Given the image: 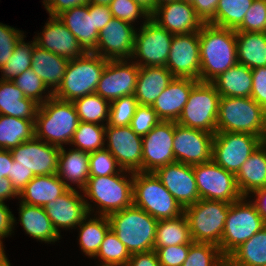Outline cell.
<instances>
[{
  "mask_svg": "<svg viewBox=\"0 0 266 266\" xmlns=\"http://www.w3.org/2000/svg\"><path fill=\"white\" fill-rule=\"evenodd\" d=\"M200 44V81L212 82L238 64L234 29L204 23L198 31Z\"/></svg>",
  "mask_w": 266,
  "mask_h": 266,
  "instance_id": "6da1fadb",
  "label": "cell"
},
{
  "mask_svg": "<svg viewBox=\"0 0 266 266\" xmlns=\"http://www.w3.org/2000/svg\"><path fill=\"white\" fill-rule=\"evenodd\" d=\"M79 122L73 102L52 96L38 107L35 137L58 147L69 145Z\"/></svg>",
  "mask_w": 266,
  "mask_h": 266,
  "instance_id": "7a4b0ae2",
  "label": "cell"
},
{
  "mask_svg": "<svg viewBox=\"0 0 266 266\" xmlns=\"http://www.w3.org/2000/svg\"><path fill=\"white\" fill-rule=\"evenodd\" d=\"M110 229L130 254L154 250L158 220L132 205L108 216Z\"/></svg>",
  "mask_w": 266,
  "mask_h": 266,
  "instance_id": "3957f363",
  "label": "cell"
},
{
  "mask_svg": "<svg viewBox=\"0 0 266 266\" xmlns=\"http://www.w3.org/2000/svg\"><path fill=\"white\" fill-rule=\"evenodd\" d=\"M133 176L134 172L122 169L118 174L89 177L80 191L94 201L97 215L109 216L133 205Z\"/></svg>",
  "mask_w": 266,
  "mask_h": 266,
  "instance_id": "277c9868",
  "label": "cell"
},
{
  "mask_svg": "<svg viewBox=\"0 0 266 266\" xmlns=\"http://www.w3.org/2000/svg\"><path fill=\"white\" fill-rule=\"evenodd\" d=\"M266 110L251 97H220L216 131L249 133L263 139Z\"/></svg>",
  "mask_w": 266,
  "mask_h": 266,
  "instance_id": "5b68a950",
  "label": "cell"
},
{
  "mask_svg": "<svg viewBox=\"0 0 266 266\" xmlns=\"http://www.w3.org/2000/svg\"><path fill=\"white\" fill-rule=\"evenodd\" d=\"M107 62V59L92 52H86L79 58L69 60L63 80L53 96L73 102L95 93Z\"/></svg>",
  "mask_w": 266,
  "mask_h": 266,
  "instance_id": "8992f818",
  "label": "cell"
},
{
  "mask_svg": "<svg viewBox=\"0 0 266 266\" xmlns=\"http://www.w3.org/2000/svg\"><path fill=\"white\" fill-rule=\"evenodd\" d=\"M133 205L156 220L172 219L184 213L154 172H134Z\"/></svg>",
  "mask_w": 266,
  "mask_h": 266,
  "instance_id": "52a82bcc",
  "label": "cell"
},
{
  "mask_svg": "<svg viewBox=\"0 0 266 266\" xmlns=\"http://www.w3.org/2000/svg\"><path fill=\"white\" fill-rule=\"evenodd\" d=\"M246 196L230 203L225 222L220 252L227 258L236 248L265 227L263 218L252 200Z\"/></svg>",
  "mask_w": 266,
  "mask_h": 266,
  "instance_id": "ba28073f",
  "label": "cell"
},
{
  "mask_svg": "<svg viewBox=\"0 0 266 266\" xmlns=\"http://www.w3.org/2000/svg\"><path fill=\"white\" fill-rule=\"evenodd\" d=\"M230 203L200 199L184 208L193 242L220 246Z\"/></svg>",
  "mask_w": 266,
  "mask_h": 266,
  "instance_id": "9c48e42d",
  "label": "cell"
},
{
  "mask_svg": "<svg viewBox=\"0 0 266 266\" xmlns=\"http://www.w3.org/2000/svg\"><path fill=\"white\" fill-rule=\"evenodd\" d=\"M220 97L212 82L198 81L176 123L215 134Z\"/></svg>",
  "mask_w": 266,
  "mask_h": 266,
  "instance_id": "30bf717a",
  "label": "cell"
},
{
  "mask_svg": "<svg viewBox=\"0 0 266 266\" xmlns=\"http://www.w3.org/2000/svg\"><path fill=\"white\" fill-rule=\"evenodd\" d=\"M262 139L249 133L216 131L212 144V160L226 171L236 174Z\"/></svg>",
  "mask_w": 266,
  "mask_h": 266,
  "instance_id": "8fae6325",
  "label": "cell"
},
{
  "mask_svg": "<svg viewBox=\"0 0 266 266\" xmlns=\"http://www.w3.org/2000/svg\"><path fill=\"white\" fill-rule=\"evenodd\" d=\"M143 25L135 33L134 50L131 60L139 67L166 66L173 34L160 27L151 18L143 20ZM140 59V60H139Z\"/></svg>",
  "mask_w": 266,
  "mask_h": 266,
  "instance_id": "7c38bea8",
  "label": "cell"
},
{
  "mask_svg": "<svg viewBox=\"0 0 266 266\" xmlns=\"http://www.w3.org/2000/svg\"><path fill=\"white\" fill-rule=\"evenodd\" d=\"M192 167L200 199L233 203L242 197L235 174L213 160Z\"/></svg>",
  "mask_w": 266,
  "mask_h": 266,
  "instance_id": "4fadbf2b",
  "label": "cell"
},
{
  "mask_svg": "<svg viewBox=\"0 0 266 266\" xmlns=\"http://www.w3.org/2000/svg\"><path fill=\"white\" fill-rule=\"evenodd\" d=\"M130 61V62H128ZM139 74V66L130 60H108L95 93L109 102L133 95Z\"/></svg>",
  "mask_w": 266,
  "mask_h": 266,
  "instance_id": "5bb4252c",
  "label": "cell"
},
{
  "mask_svg": "<svg viewBox=\"0 0 266 266\" xmlns=\"http://www.w3.org/2000/svg\"><path fill=\"white\" fill-rule=\"evenodd\" d=\"M174 121H160L142 137V172H155L158 168L176 162L173 152Z\"/></svg>",
  "mask_w": 266,
  "mask_h": 266,
  "instance_id": "9a60e30c",
  "label": "cell"
},
{
  "mask_svg": "<svg viewBox=\"0 0 266 266\" xmlns=\"http://www.w3.org/2000/svg\"><path fill=\"white\" fill-rule=\"evenodd\" d=\"M105 141L107 149L123 170L142 172V137L130 126L113 127L106 124Z\"/></svg>",
  "mask_w": 266,
  "mask_h": 266,
  "instance_id": "2e32d148",
  "label": "cell"
},
{
  "mask_svg": "<svg viewBox=\"0 0 266 266\" xmlns=\"http://www.w3.org/2000/svg\"><path fill=\"white\" fill-rule=\"evenodd\" d=\"M213 138L212 133L192 129L175 122L173 139L175 161L187 165L211 161Z\"/></svg>",
  "mask_w": 266,
  "mask_h": 266,
  "instance_id": "e0dca14e",
  "label": "cell"
},
{
  "mask_svg": "<svg viewBox=\"0 0 266 266\" xmlns=\"http://www.w3.org/2000/svg\"><path fill=\"white\" fill-rule=\"evenodd\" d=\"M118 18H112L99 31L94 54L107 60H130L134 50L136 28Z\"/></svg>",
  "mask_w": 266,
  "mask_h": 266,
  "instance_id": "ac0fdd59",
  "label": "cell"
},
{
  "mask_svg": "<svg viewBox=\"0 0 266 266\" xmlns=\"http://www.w3.org/2000/svg\"><path fill=\"white\" fill-rule=\"evenodd\" d=\"M174 77L200 81V44L198 31L173 35L165 66Z\"/></svg>",
  "mask_w": 266,
  "mask_h": 266,
  "instance_id": "d6986e66",
  "label": "cell"
},
{
  "mask_svg": "<svg viewBox=\"0 0 266 266\" xmlns=\"http://www.w3.org/2000/svg\"><path fill=\"white\" fill-rule=\"evenodd\" d=\"M19 166L31 170L35 176L57 174L60 147L36 137L10 150Z\"/></svg>",
  "mask_w": 266,
  "mask_h": 266,
  "instance_id": "ffe728a7",
  "label": "cell"
},
{
  "mask_svg": "<svg viewBox=\"0 0 266 266\" xmlns=\"http://www.w3.org/2000/svg\"><path fill=\"white\" fill-rule=\"evenodd\" d=\"M52 224L60 234L59 228L73 229L90 213H94V206L84 195L79 194L76 188H69L64 194L57 197L55 201L47 203L43 207Z\"/></svg>",
  "mask_w": 266,
  "mask_h": 266,
  "instance_id": "44dd1931",
  "label": "cell"
},
{
  "mask_svg": "<svg viewBox=\"0 0 266 266\" xmlns=\"http://www.w3.org/2000/svg\"><path fill=\"white\" fill-rule=\"evenodd\" d=\"M154 173L183 209L200 200L192 165L174 162Z\"/></svg>",
  "mask_w": 266,
  "mask_h": 266,
  "instance_id": "7402d4cb",
  "label": "cell"
},
{
  "mask_svg": "<svg viewBox=\"0 0 266 266\" xmlns=\"http://www.w3.org/2000/svg\"><path fill=\"white\" fill-rule=\"evenodd\" d=\"M151 19L173 35L199 31L204 24L191 3L179 0L158 6Z\"/></svg>",
  "mask_w": 266,
  "mask_h": 266,
  "instance_id": "603a6c76",
  "label": "cell"
},
{
  "mask_svg": "<svg viewBox=\"0 0 266 266\" xmlns=\"http://www.w3.org/2000/svg\"><path fill=\"white\" fill-rule=\"evenodd\" d=\"M48 19L42 33H38L34 38L36 45L68 60L79 58L86 53L58 17L50 16Z\"/></svg>",
  "mask_w": 266,
  "mask_h": 266,
  "instance_id": "cb8c5ba5",
  "label": "cell"
},
{
  "mask_svg": "<svg viewBox=\"0 0 266 266\" xmlns=\"http://www.w3.org/2000/svg\"><path fill=\"white\" fill-rule=\"evenodd\" d=\"M197 82L192 78L174 77L152 105L158 118L161 121L177 122Z\"/></svg>",
  "mask_w": 266,
  "mask_h": 266,
  "instance_id": "d4e9b609",
  "label": "cell"
},
{
  "mask_svg": "<svg viewBox=\"0 0 266 266\" xmlns=\"http://www.w3.org/2000/svg\"><path fill=\"white\" fill-rule=\"evenodd\" d=\"M71 31L85 52H93L99 37L95 28L94 13H89V4L73 7L57 16Z\"/></svg>",
  "mask_w": 266,
  "mask_h": 266,
  "instance_id": "484cf974",
  "label": "cell"
},
{
  "mask_svg": "<svg viewBox=\"0 0 266 266\" xmlns=\"http://www.w3.org/2000/svg\"><path fill=\"white\" fill-rule=\"evenodd\" d=\"M174 76L165 66L139 67L135 97L139 105L152 106Z\"/></svg>",
  "mask_w": 266,
  "mask_h": 266,
  "instance_id": "4316f807",
  "label": "cell"
},
{
  "mask_svg": "<svg viewBox=\"0 0 266 266\" xmlns=\"http://www.w3.org/2000/svg\"><path fill=\"white\" fill-rule=\"evenodd\" d=\"M236 184L242 196L266 187V144H261L235 174ZM251 195V196H249Z\"/></svg>",
  "mask_w": 266,
  "mask_h": 266,
  "instance_id": "83f0119b",
  "label": "cell"
},
{
  "mask_svg": "<svg viewBox=\"0 0 266 266\" xmlns=\"http://www.w3.org/2000/svg\"><path fill=\"white\" fill-rule=\"evenodd\" d=\"M68 189L57 174L35 176L20 192L19 200L27 205L44 207Z\"/></svg>",
  "mask_w": 266,
  "mask_h": 266,
  "instance_id": "f1b7e54d",
  "label": "cell"
},
{
  "mask_svg": "<svg viewBox=\"0 0 266 266\" xmlns=\"http://www.w3.org/2000/svg\"><path fill=\"white\" fill-rule=\"evenodd\" d=\"M69 60L34 44L31 69L54 93L60 86ZM51 88V89H50Z\"/></svg>",
  "mask_w": 266,
  "mask_h": 266,
  "instance_id": "f546056e",
  "label": "cell"
},
{
  "mask_svg": "<svg viewBox=\"0 0 266 266\" xmlns=\"http://www.w3.org/2000/svg\"><path fill=\"white\" fill-rule=\"evenodd\" d=\"M89 168V153L74 148L66 152L60 147L57 175L69 188H73L71 182L82 190L90 177Z\"/></svg>",
  "mask_w": 266,
  "mask_h": 266,
  "instance_id": "4dcf8cb0",
  "label": "cell"
},
{
  "mask_svg": "<svg viewBox=\"0 0 266 266\" xmlns=\"http://www.w3.org/2000/svg\"><path fill=\"white\" fill-rule=\"evenodd\" d=\"M19 220L26 234L39 242L55 243L61 235L55 230L52 221L41 206L20 202Z\"/></svg>",
  "mask_w": 266,
  "mask_h": 266,
  "instance_id": "1f68e13d",
  "label": "cell"
},
{
  "mask_svg": "<svg viewBox=\"0 0 266 266\" xmlns=\"http://www.w3.org/2000/svg\"><path fill=\"white\" fill-rule=\"evenodd\" d=\"M38 107L13 81L0 79V115L35 120Z\"/></svg>",
  "mask_w": 266,
  "mask_h": 266,
  "instance_id": "d6a6232c",
  "label": "cell"
},
{
  "mask_svg": "<svg viewBox=\"0 0 266 266\" xmlns=\"http://www.w3.org/2000/svg\"><path fill=\"white\" fill-rule=\"evenodd\" d=\"M236 33L238 64L249 69L266 66V32Z\"/></svg>",
  "mask_w": 266,
  "mask_h": 266,
  "instance_id": "836d02e7",
  "label": "cell"
},
{
  "mask_svg": "<svg viewBox=\"0 0 266 266\" xmlns=\"http://www.w3.org/2000/svg\"><path fill=\"white\" fill-rule=\"evenodd\" d=\"M221 97H251L252 73L245 65L236 64L212 81Z\"/></svg>",
  "mask_w": 266,
  "mask_h": 266,
  "instance_id": "e575fe53",
  "label": "cell"
},
{
  "mask_svg": "<svg viewBox=\"0 0 266 266\" xmlns=\"http://www.w3.org/2000/svg\"><path fill=\"white\" fill-rule=\"evenodd\" d=\"M226 261L231 266H266V226L236 248Z\"/></svg>",
  "mask_w": 266,
  "mask_h": 266,
  "instance_id": "d590c367",
  "label": "cell"
},
{
  "mask_svg": "<svg viewBox=\"0 0 266 266\" xmlns=\"http://www.w3.org/2000/svg\"><path fill=\"white\" fill-rule=\"evenodd\" d=\"M88 214L78 225L80 250L88 257H95L104 236L110 229L108 216L94 214V218H90Z\"/></svg>",
  "mask_w": 266,
  "mask_h": 266,
  "instance_id": "8d00e7d4",
  "label": "cell"
},
{
  "mask_svg": "<svg viewBox=\"0 0 266 266\" xmlns=\"http://www.w3.org/2000/svg\"><path fill=\"white\" fill-rule=\"evenodd\" d=\"M35 137V120L0 115V148L11 150Z\"/></svg>",
  "mask_w": 266,
  "mask_h": 266,
  "instance_id": "74e56055",
  "label": "cell"
},
{
  "mask_svg": "<svg viewBox=\"0 0 266 266\" xmlns=\"http://www.w3.org/2000/svg\"><path fill=\"white\" fill-rule=\"evenodd\" d=\"M192 243L189 224L184 213L172 219L158 220L154 250L160 247Z\"/></svg>",
  "mask_w": 266,
  "mask_h": 266,
  "instance_id": "f35d334b",
  "label": "cell"
},
{
  "mask_svg": "<svg viewBox=\"0 0 266 266\" xmlns=\"http://www.w3.org/2000/svg\"><path fill=\"white\" fill-rule=\"evenodd\" d=\"M81 122L105 125L109 119L110 102L96 93L73 101ZM106 121V123H104ZM102 122V123H101Z\"/></svg>",
  "mask_w": 266,
  "mask_h": 266,
  "instance_id": "ab89813d",
  "label": "cell"
},
{
  "mask_svg": "<svg viewBox=\"0 0 266 266\" xmlns=\"http://www.w3.org/2000/svg\"><path fill=\"white\" fill-rule=\"evenodd\" d=\"M253 1L254 0H219L215 19L210 24L235 30L242 23Z\"/></svg>",
  "mask_w": 266,
  "mask_h": 266,
  "instance_id": "60d3db41",
  "label": "cell"
},
{
  "mask_svg": "<svg viewBox=\"0 0 266 266\" xmlns=\"http://www.w3.org/2000/svg\"><path fill=\"white\" fill-rule=\"evenodd\" d=\"M105 128L106 125L80 121L70 144L74 145L76 147L75 149L89 154L102 150L106 145Z\"/></svg>",
  "mask_w": 266,
  "mask_h": 266,
  "instance_id": "b9f144b4",
  "label": "cell"
},
{
  "mask_svg": "<svg viewBox=\"0 0 266 266\" xmlns=\"http://www.w3.org/2000/svg\"><path fill=\"white\" fill-rule=\"evenodd\" d=\"M130 257L126 246L109 229L94 259H100V266H126Z\"/></svg>",
  "mask_w": 266,
  "mask_h": 266,
  "instance_id": "7bdbcfd3",
  "label": "cell"
},
{
  "mask_svg": "<svg viewBox=\"0 0 266 266\" xmlns=\"http://www.w3.org/2000/svg\"><path fill=\"white\" fill-rule=\"evenodd\" d=\"M34 44L35 40L32 43H25L24 37L17 43L10 59L0 69L1 80L13 81L25 70L31 68Z\"/></svg>",
  "mask_w": 266,
  "mask_h": 266,
  "instance_id": "ee69618b",
  "label": "cell"
},
{
  "mask_svg": "<svg viewBox=\"0 0 266 266\" xmlns=\"http://www.w3.org/2000/svg\"><path fill=\"white\" fill-rule=\"evenodd\" d=\"M226 258L219 246L212 243L193 242L182 266H222Z\"/></svg>",
  "mask_w": 266,
  "mask_h": 266,
  "instance_id": "f6af8a7d",
  "label": "cell"
},
{
  "mask_svg": "<svg viewBox=\"0 0 266 266\" xmlns=\"http://www.w3.org/2000/svg\"><path fill=\"white\" fill-rule=\"evenodd\" d=\"M13 82L23 92L24 96L33 99L39 105L53 96L45 83L30 68L16 77ZM48 91L47 93L45 91ZM46 94V95H43ZM43 95V96H42Z\"/></svg>",
  "mask_w": 266,
  "mask_h": 266,
  "instance_id": "bcb514c9",
  "label": "cell"
},
{
  "mask_svg": "<svg viewBox=\"0 0 266 266\" xmlns=\"http://www.w3.org/2000/svg\"><path fill=\"white\" fill-rule=\"evenodd\" d=\"M138 105L134 94L111 101L107 124L113 127L130 126Z\"/></svg>",
  "mask_w": 266,
  "mask_h": 266,
  "instance_id": "7dc6e473",
  "label": "cell"
},
{
  "mask_svg": "<svg viewBox=\"0 0 266 266\" xmlns=\"http://www.w3.org/2000/svg\"><path fill=\"white\" fill-rule=\"evenodd\" d=\"M89 166L90 177L118 174L122 170L117 160L105 148L89 154Z\"/></svg>",
  "mask_w": 266,
  "mask_h": 266,
  "instance_id": "c3c4849f",
  "label": "cell"
},
{
  "mask_svg": "<svg viewBox=\"0 0 266 266\" xmlns=\"http://www.w3.org/2000/svg\"><path fill=\"white\" fill-rule=\"evenodd\" d=\"M235 31L266 32V0H254Z\"/></svg>",
  "mask_w": 266,
  "mask_h": 266,
  "instance_id": "681fc988",
  "label": "cell"
},
{
  "mask_svg": "<svg viewBox=\"0 0 266 266\" xmlns=\"http://www.w3.org/2000/svg\"><path fill=\"white\" fill-rule=\"evenodd\" d=\"M112 17L133 25L139 17L149 20L151 16L133 0H112L110 5Z\"/></svg>",
  "mask_w": 266,
  "mask_h": 266,
  "instance_id": "f907efd6",
  "label": "cell"
},
{
  "mask_svg": "<svg viewBox=\"0 0 266 266\" xmlns=\"http://www.w3.org/2000/svg\"><path fill=\"white\" fill-rule=\"evenodd\" d=\"M160 121L152 106L138 105L130 127L137 135L143 137Z\"/></svg>",
  "mask_w": 266,
  "mask_h": 266,
  "instance_id": "816d5d0a",
  "label": "cell"
},
{
  "mask_svg": "<svg viewBox=\"0 0 266 266\" xmlns=\"http://www.w3.org/2000/svg\"><path fill=\"white\" fill-rule=\"evenodd\" d=\"M26 37L24 32L0 23V69L10 59L17 43Z\"/></svg>",
  "mask_w": 266,
  "mask_h": 266,
  "instance_id": "f5cc1de1",
  "label": "cell"
},
{
  "mask_svg": "<svg viewBox=\"0 0 266 266\" xmlns=\"http://www.w3.org/2000/svg\"><path fill=\"white\" fill-rule=\"evenodd\" d=\"M191 244L160 247L155 250L161 266H182Z\"/></svg>",
  "mask_w": 266,
  "mask_h": 266,
  "instance_id": "db71d44e",
  "label": "cell"
},
{
  "mask_svg": "<svg viewBox=\"0 0 266 266\" xmlns=\"http://www.w3.org/2000/svg\"><path fill=\"white\" fill-rule=\"evenodd\" d=\"M253 98L260 106L266 110V66L251 69Z\"/></svg>",
  "mask_w": 266,
  "mask_h": 266,
  "instance_id": "11a10c76",
  "label": "cell"
},
{
  "mask_svg": "<svg viewBox=\"0 0 266 266\" xmlns=\"http://www.w3.org/2000/svg\"><path fill=\"white\" fill-rule=\"evenodd\" d=\"M35 177L34 173L23 166H19L13 161L8 179L12 183L14 190L20 194L25 186Z\"/></svg>",
  "mask_w": 266,
  "mask_h": 266,
  "instance_id": "9f6ffc18",
  "label": "cell"
},
{
  "mask_svg": "<svg viewBox=\"0 0 266 266\" xmlns=\"http://www.w3.org/2000/svg\"><path fill=\"white\" fill-rule=\"evenodd\" d=\"M89 4V0H43V5L49 16L57 17L62 12L73 7Z\"/></svg>",
  "mask_w": 266,
  "mask_h": 266,
  "instance_id": "6f0895ef",
  "label": "cell"
},
{
  "mask_svg": "<svg viewBox=\"0 0 266 266\" xmlns=\"http://www.w3.org/2000/svg\"><path fill=\"white\" fill-rule=\"evenodd\" d=\"M219 0H192L191 5L203 23H211L215 19Z\"/></svg>",
  "mask_w": 266,
  "mask_h": 266,
  "instance_id": "680465c9",
  "label": "cell"
},
{
  "mask_svg": "<svg viewBox=\"0 0 266 266\" xmlns=\"http://www.w3.org/2000/svg\"><path fill=\"white\" fill-rule=\"evenodd\" d=\"M16 218L5 203L0 202V243L5 237L11 236Z\"/></svg>",
  "mask_w": 266,
  "mask_h": 266,
  "instance_id": "91938a15",
  "label": "cell"
},
{
  "mask_svg": "<svg viewBox=\"0 0 266 266\" xmlns=\"http://www.w3.org/2000/svg\"><path fill=\"white\" fill-rule=\"evenodd\" d=\"M89 13H94L95 28L102 30L113 18L108 5L89 4Z\"/></svg>",
  "mask_w": 266,
  "mask_h": 266,
  "instance_id": "94428289",
  "label": "cell"
},
{
  "mask_svg": "<svg viewBox=\"0 0 266 266\" xmlns=\"http://www.w3.org/2000/svg\"><path fill=\"white\" fill-rule=\"evenodd\" d=\"M126 266H161L155 250L134 253Z\"/></svg>",
  "mask_w": 266,
  "mask_h": 266,
  "instance_id": "6125c7cd",
  "label": "cell"
},
{
  "mask_svg": "<svg viewBox=\"0 0 266 266\" xmlns=\"http://www.w3.org/2000/svg\"><path fill=\"white\" fill-rule=\"evenodd\" d=\"M13 161L11 151L0 148V178L9 177Z\"/></svg>",
  "mask_w": 266,
  "mask_h": 266,
  "instance_id": "be15d7a7",
  "label": "cell"
},
{
  "mask_svg": "<svg viewBox=\"0 0 266 266\" xmlns=\"http://www.w3.org/2000/svg\"><path fill=\"white\" fill-rule=\"evenodd\" d=\"M254 196L252 199L256 208L260 212L263 218V223L266 226V187L255 190L251 193Z\"/></svg>",
  "mask_w": 266,
  "mask_h": 266,
  "instance_id": "e7e4bbea",
  "label": "cell"
},
{
  "mask_svg": "<svg viewBox=\"0 0 266 266\" xmlns=\"http://www.w3.org/2000/svg\"><path fill=\"white\" fill-rule=\"evenodd\" d=\"M17 197L19 199V194L12 187V183L8 178H0V202L6 199Z\"/></svg>",
  "mask_w": 266,
  "mask_h": 266,
  "instance_id": "03108f58",
  "label": "cell"
},
{
  "mask_svg": "<svg viewBox=\"0 0 266 266\" xmlns=\"http://www.w3.org/2000/svg\"><path fill=\"white\" fill-rule=\"evenodd\" d=\"M133 1H135L150 16H152L155 13V10L157 8L155 0H133Z\"/></svg>",
  "mask_w": 266,
  "mask_h": 266,
  "instance_id": "003e7915",
  "label": "cell"
},
{
  "mask_svg": "<svg viewBox=\"0 0 266 266\" xmlns=\"http://www.w3.org/2000/svg\"><path fill=\"white\" fill-rule=\"evenodd\" d=\"M112 0H89V4H96V5H110Z\"/></svg>",
  "mask_w": 266,
  "mask_h": 266,
  "instance_id": "a7ac6f4b",
  "label": "cell"
},
{
  "mask_svg": "<svg viewBox=\"0 0 266 266\" xmlns=\"http://www.w3.org/2000/svg\"><path fill=\"white\" fill-rule=\"evenodd\" d=\"M0 266H11L7 256L4 254L1 258H0Z\"/></svg>",
  "mask_w": 266,
  "mask_h": 266,
  "instance_id": "89a4df30",
  "label": "cell"
},
{
  "mask_svg": "<svg viewBox=\"0 0 266 266\" xmlns=\"http://www.w3.org/2000/svg\"><path fill=\"white\" fill-rule=\"evenodd\" d=\"M173 1H176V0H155V4H156V7H158V6H161L163 4L173 2Z\"/></svg>",
  "mask_w": 266,
  "mask_h": 266,
  "instance_id": "2644e50d",
  "label": "cell"
},
{
  "mask_svg": "<svg viewBox=\"0 0 266 266\" xmlns=\"http://www.w3.org/2000/svg\"><path fill=\"white\" fill-rule=\"evenodd\" d=\"M4 245L0 243V258L5 254Z\"/></svg>",
  "mask_w": 266,
  "mask_h": 266,
  "instance_id": "8c879c8a",
  "label": "cell"
},
{
  "mask_svg": "<svg viewBox=\"0 0 266 266\" xmlns=\"http://www.w3.org/2000/svg\"><path fill=\"white\" fill-rule=\"evenodd\" d=\"M262 143H263V144H266V128H265V134H264V137H263V139H262Z\"/></svg>",
  "mask_w": 266,
  "mask_h": 266,
  "instance_id": "753ad0ef",
  "label": "cell"
},
{
  "mask_svg": "<svg viewBox=\"0 0 266 266\" xmlns=\"http://www.w3.org/2000/svg\"><path fill=\"white\" fill-rule=\"evenodd\" d=\"M179 1L188 2V3L192 2V0H179Z\"/></svg>",
  "mask_w": 266,
  "mask_h": 266,
  "instance_id": "34e18365",
  "label": "cell"
},
{
  "mask_svg": "<svg viewBox=\"0 0 266 266\" xmlns=\"http://www.w3.org/2000/svg\"><path fill=\"white\" fill-rule=\"evenodd\" d=\"M222 266H231L227 261Z\"/></svg>",
  "mask_w": 266,
  "mask_h": 266,
  "instance_id": "11e5206c",
  "label": "cell"
}]
</instances>
